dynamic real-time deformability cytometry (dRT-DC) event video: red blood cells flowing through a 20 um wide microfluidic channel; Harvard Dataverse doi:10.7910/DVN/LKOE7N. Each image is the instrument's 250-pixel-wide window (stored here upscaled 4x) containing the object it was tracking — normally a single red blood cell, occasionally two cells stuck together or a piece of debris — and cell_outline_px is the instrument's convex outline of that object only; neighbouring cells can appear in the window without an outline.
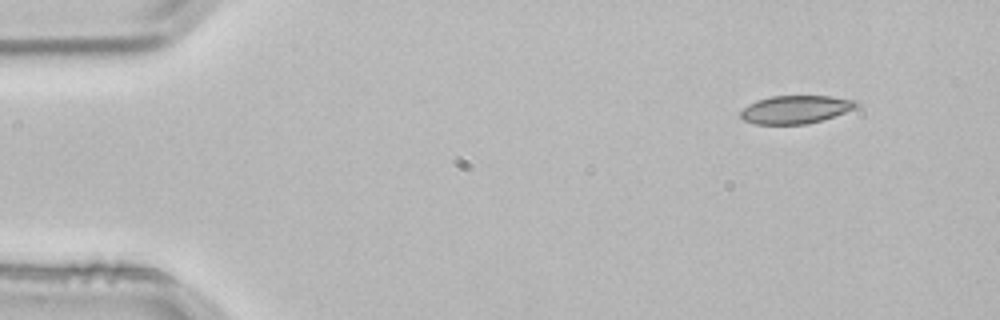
{"species": "common noctule bat (a hibernating species)", "species_latin": "Nyctalus noctula", "temperature_condition": "room temperature", "stored_images_in_passage": 3, "camera_frame_rate_fps": 3000, "um_per_image_px": 0.085, "animal": {"sex": "male", "body_mass_g": 21.5, "forearm_length_mm": 52.0}, "frame": {"image": 1, "passage_image": 1, "time_ms": 0.0, "image_size_px": [1000, 320], "cell_outline_px": [[860, 104], [856, 108], [808, 124], [756, 124], [744, 120], [740, 116], [740, 112], [748, 104], [756, 100], [772, 96], [828, 96], [856, 100]], "centroid_in_image_um": [67.61, 9.3], "position_along_channel_um": 17.4, "area_um2": 18.79}}
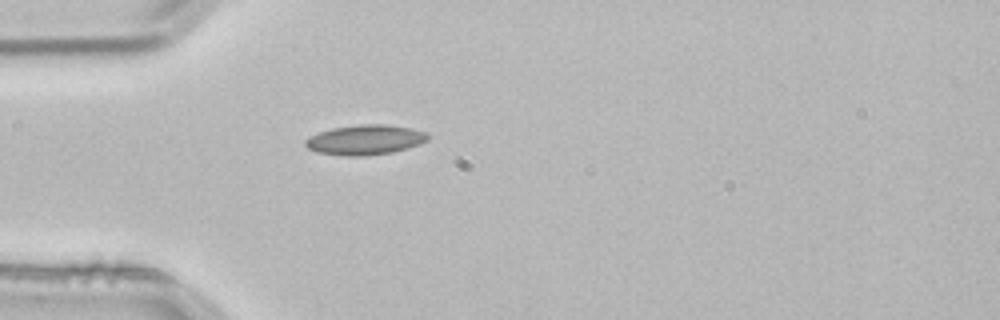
{"frame": {"image": 2, "passage_image": 3, "time_ms": 0.667, "image_size_px": [1000, 320], "cell_outline_px": [[428, 140], [420, 144], [408, 148], [392, 152], [364, 156], [344, 156], [316, 152], [308, 148], [304, 144], [304, 140], [308, 136], [332, 128], [360, 124], [384, 124], [412, 128], [428, 132]], "centroid_in_image_um": [31.03, 11.88], "position_along_channel_um": 54.0, "area_um2": 21.56}}